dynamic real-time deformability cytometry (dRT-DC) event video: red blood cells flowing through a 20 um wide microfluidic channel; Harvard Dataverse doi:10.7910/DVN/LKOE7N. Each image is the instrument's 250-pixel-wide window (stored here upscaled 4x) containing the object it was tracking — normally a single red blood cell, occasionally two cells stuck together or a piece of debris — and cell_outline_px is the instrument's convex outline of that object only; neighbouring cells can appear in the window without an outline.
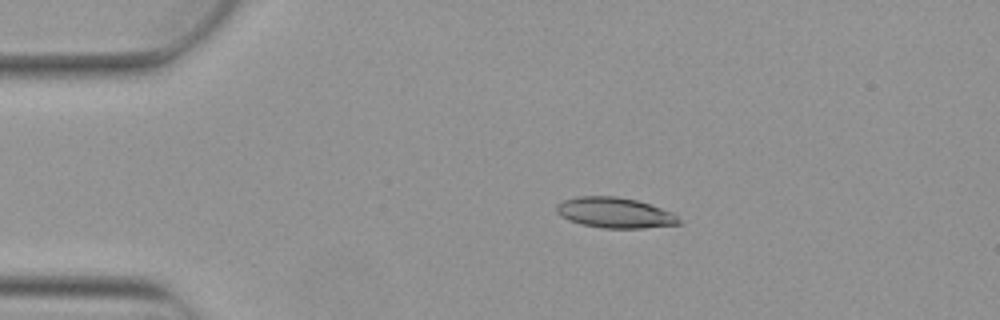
{"species": "Egyptian fruit bat (a non-hibernating species)", "species_latin": "Rousettus aegyptiacus", "temperature_condition": "warm", "stored_images_in_passage": 5, "camera_frame_rate_fps": 3000, "um_per_image_px": 0.085, "animal": {"sex": "female"}, "frame": {"image": 1, "passage_image": 2, "time_ms": 0.333, "image_size_px": [1000, 320], "cell_outline_px": [[684, 224], [644, 228], [604, 228], [580, 224], [568, 220], [560, 216], [556, 212], [556, 204], [564, 200], [576, 196], [616, 196], [636, 200], [672, 212]], "centroid_in_image_um": [52.24, 18.09], "position_along_channel_um": 32.8, "area_um2": 21.85}}
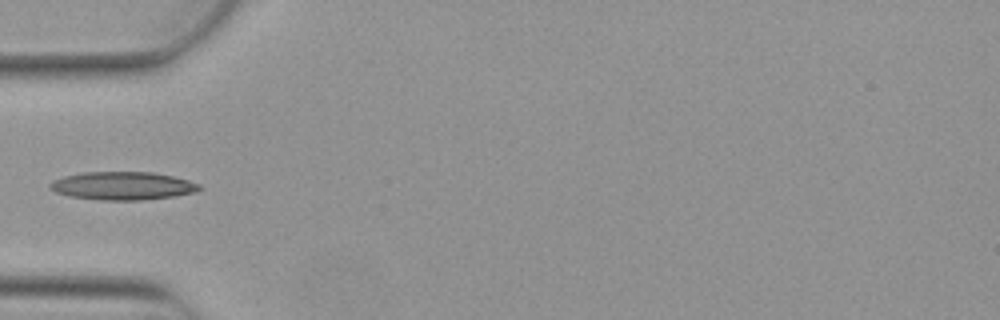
{"frame": {"image": 2, "passage_image": 4, "time_ms": 1.0, "image_size_px": [1000, 320], "cell_outline_px": [[204, 188], [196, 192], [172, 196], [140, 200], [100, 200], [72, 196], [56, 192], [48, 188], [48, 184], [52, 180], [64, 176], [84, 172], [152, 172], [172, 176], [188, 180], [200, 184]], "centroid_in_image_um": [10.42, 15.79], "position_along_channel_um": 74.6, "area_um2": 24.45}}
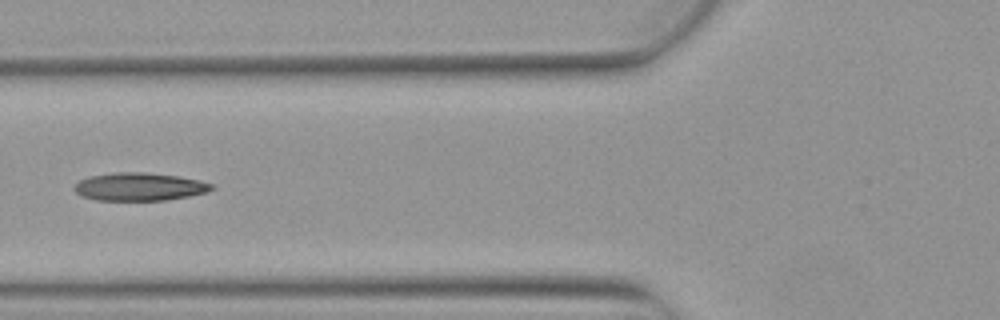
{"frame": {"image": 3, "passage_image": 5, "time_ms": 1.333, "image_size_px": [1000, 320], "cell_outline_px": [[212, 188], [204, 192], [188, 196], [164, 200], [96, 200], [84, 196], [76, 192], [72, 188], [80, 180], [88, 176], [116, 172], [144, 172], [176, 176], [200, 180], [212, 184]], "centroid_in_image_um": [11.8, 15.86], "position_along_channel_um": 114.0, "area_um2": 22.08}}